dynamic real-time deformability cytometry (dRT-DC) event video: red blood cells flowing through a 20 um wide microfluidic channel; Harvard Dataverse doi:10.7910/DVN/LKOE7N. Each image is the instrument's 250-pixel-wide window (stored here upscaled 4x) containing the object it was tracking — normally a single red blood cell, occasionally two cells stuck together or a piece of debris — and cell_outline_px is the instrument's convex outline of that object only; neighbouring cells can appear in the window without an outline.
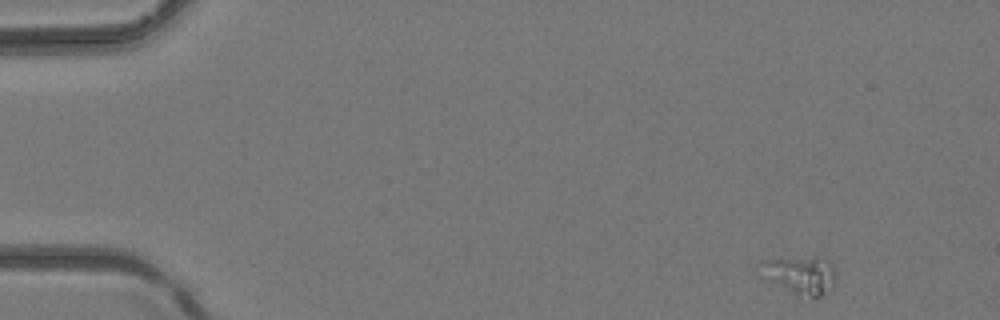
{"species": "common noctule bat (a hibernating species)", "species_latin": "Nyctalus noctula", "temperature_condition": "room temperature", "stored_images_in_passage": 4, "camera_frame_rate_fps": 3000, "um_per_image_px": 0.085, "animal": {"sex": "female", "body_mass_g": 24.6, "forearm_length_mm": 56.2}, "frame": {"image": 1, "passage_image": 1, "time_ms": 0.0, "image_size_px": [1000, 320], "cell_outline_px": [[836, 284], [832, 292], [820, 296], [796, 296], [764, 280], [760, 276], [756, 264], [760, 260], [812, 256], [824, 256], [832, 264], [836, 272]], "centroid_in_image_um": [67.99, 23.37], "position_along_channel_um": 17.0, "area_um2": 18.09}}